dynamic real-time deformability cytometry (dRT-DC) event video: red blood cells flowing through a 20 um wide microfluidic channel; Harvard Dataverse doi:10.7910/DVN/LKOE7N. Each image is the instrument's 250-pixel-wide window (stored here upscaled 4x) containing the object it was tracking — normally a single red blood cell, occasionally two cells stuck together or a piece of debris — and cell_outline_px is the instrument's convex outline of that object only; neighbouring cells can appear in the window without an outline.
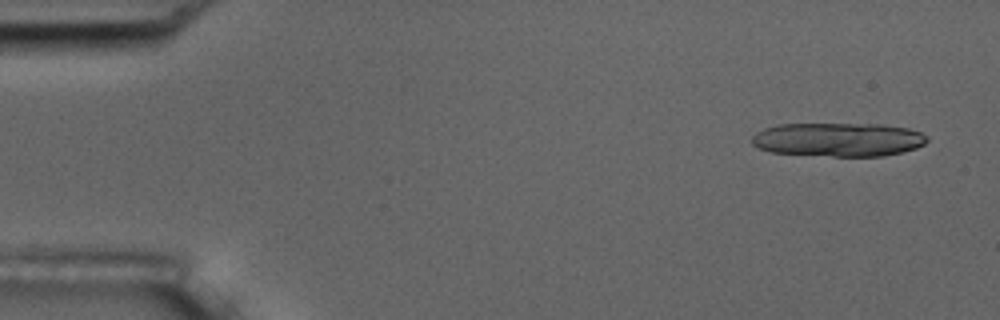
{"species": "common noctule bat (a hibernating species)", "species_latin": "Nyctalus noctula", "temperature_condition": "room temperature", "stored_images_in_passage": 5, "camera_frame_rate_fps": 3000, "um_per_image_px": 0.085, "animal": {"sex": "male", "body_mass_g": 17.5, "forearm_length_mm": 52.3}, "frame": {"image": 1, "passage_image": 1, "time_ms": 0.0, "image_size_px": [1000, 320], "cell_outline_px": [[928, 140], [924, 144], [916, 148], [884, 156], [832, 156], [772, 152], [760, 148], [752, 144], [752, 136], [756, 132], [764, 128], [776, 124], [880, 124], [908, 128], [920, 132], [928, 136]], "centroid_in_image_um": [71.26, 11.85], "position_along_channel_um": 13.7, "area_um2": 34.51}}